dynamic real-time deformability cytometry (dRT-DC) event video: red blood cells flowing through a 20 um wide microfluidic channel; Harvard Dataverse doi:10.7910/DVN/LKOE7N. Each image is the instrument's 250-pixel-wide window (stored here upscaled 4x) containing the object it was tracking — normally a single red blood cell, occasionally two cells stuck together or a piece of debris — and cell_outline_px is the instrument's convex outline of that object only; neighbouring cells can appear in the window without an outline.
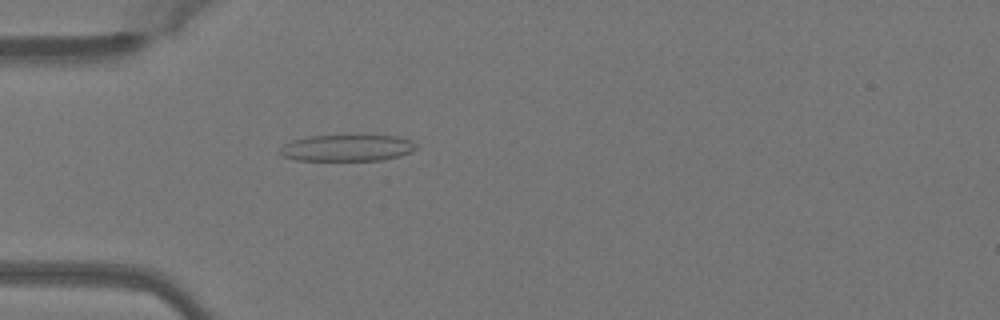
{"species": "Egyptian fruit bat (a non-hibernating species)", "species_latin": "Rousettus aegyptiacus", "temperature_condition": "warm", "stored_images_in_passage": 36, "camera_frame_rate_fps": 3000, "um_per_image_px": 0.085, "animal": {"sex": "female"}, "frame": {"image": 1, "passage_image": 1, "time_ms": 0.0, "image_size_px": [1000, 320], "cell_outline_px": [[420, 148], [412, 152], [400, 156], [380, 160], [296, 160], [284, 156], [276, 152], [284, 144], [292, 140], [308, 136], [400, 136], [412, 140]], "centroid_in_image_um": [29.54, 12.57], "position_along_channel_um": 55.5, "area_um2": 21.15}}
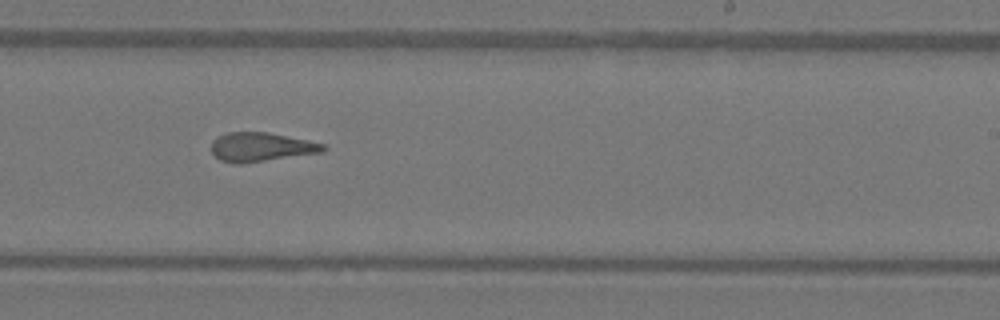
{"frame": {"image": 2, "passage_image": 17, "time_ms": 5.333, "image_size_px": [1000, 320], "cell_outline_px": [[328, 148], [324, 152], [240, 164], [236, 164], [220, 160], [212, 152], [212, 140], [216, 136], [228, 132], [268, 132], [308, 140], [324, 144]], "centroid_in_image_um": [22.2, 12.49], "position_along_channel_um": 266.8, "area_um2": 19.02}}
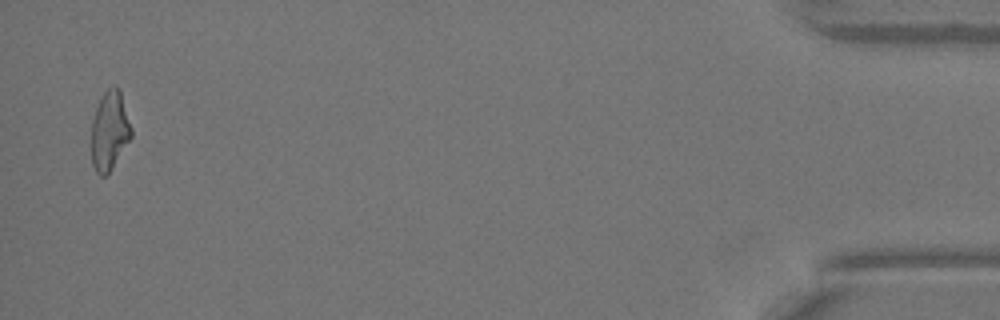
{"frame": {"image": 3, "passage_image": 35, "time_ms": 11.333, "image_size_px": [1000, 320], "cell_outline_px": [[132, 136], [108, 176], [100, 176], [96, 172], [92, 164], [92, 120], [96, 108], [104, 92], [108, 88], [116, 84], [120, 88], [132, 128]], "centroid_in_image_um": [9.33, 11.12], "position_along_channel_um": 425.9, "area_um2": 18.61}, "authors_computed_cell_mechanics": {"area_um2": 18.9584, "velocity_mm_per_s": 4.0776, "shape_relaxation_time_tau1_ms": null, "shape_relaxation_time_tau2_ms": 1.8518, "deformation_change_tau1": null, "deformation_change_tau2": 0.1307}}